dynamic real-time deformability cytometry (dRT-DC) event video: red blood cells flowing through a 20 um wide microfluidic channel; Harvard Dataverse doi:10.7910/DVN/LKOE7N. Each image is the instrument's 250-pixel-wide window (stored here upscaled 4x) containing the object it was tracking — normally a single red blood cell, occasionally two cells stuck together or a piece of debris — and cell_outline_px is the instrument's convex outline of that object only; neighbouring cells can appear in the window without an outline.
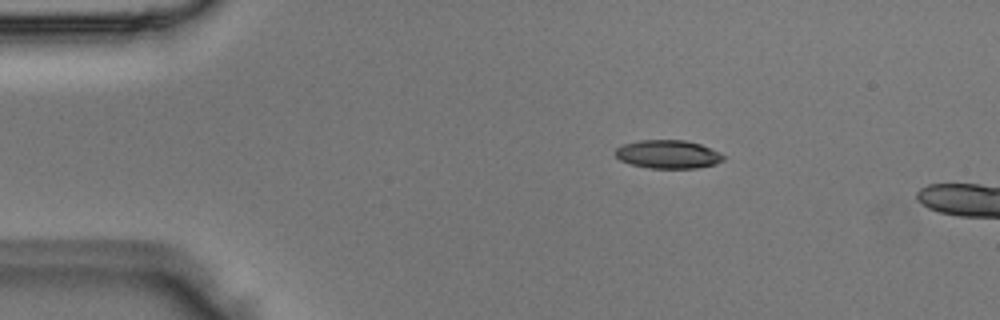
{"species": "Egyptian fruit bat (a non-hibernating species)", "species_latin": "Rousettus aegyptiacus", "temperature_condition": "room temperature", "stored_images_in_passage": 3, "camera_frame_rate_fps": 3000, "um_per_image_px": 0.085, "animal": {"sex": "male"}, "frame": {"image": 1, "passage_image": 1, "time_ms": 0.0, "image_size_px": [1000, 320], "cell_outline_px": [[724, 160], [716, 164], [696, 168], [648, 168], [632, 164], [620, 160], [612, 152], [616, 148], [624, 144], [640, 140], [684, 140], [700, 144], [720, 152], [724, 156]], "centroid_in_image_um": [56.77, 13.11], "position_along_channel_um": 28.2, "area_um2": 17.92}}